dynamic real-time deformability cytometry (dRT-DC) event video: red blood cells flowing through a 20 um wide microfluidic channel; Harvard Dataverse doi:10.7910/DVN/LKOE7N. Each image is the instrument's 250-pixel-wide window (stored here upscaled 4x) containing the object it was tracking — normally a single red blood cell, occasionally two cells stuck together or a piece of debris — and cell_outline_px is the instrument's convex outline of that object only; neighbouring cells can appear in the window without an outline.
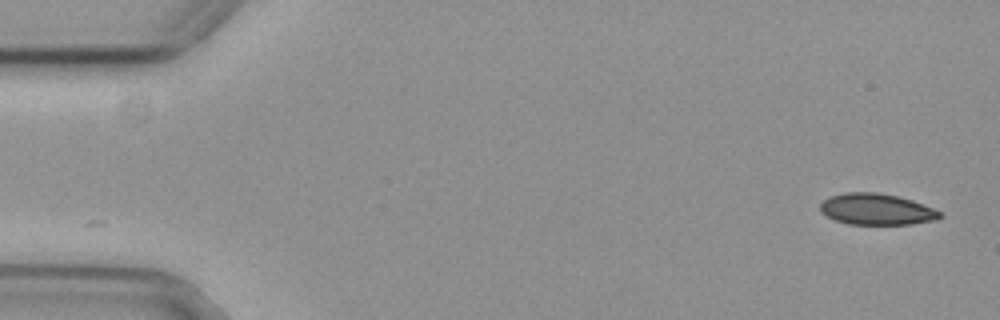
{"species": "common noctule bat (a hibernating species)", "species_latin": "Nyctalus noctula", "temperature_condition": "cold", "stored_images_in_passage": 53, "camera_frame_rate_fps": 3000, "um_per_image_px": 0.085, "animal": {"sex": "female", "body_mass_g": 29.2, "forearm_length_mm": 56.3}, "frame": {"image": 1, "passage_image": 1, "time_ms": 0.0, "image_size_px": [1000, 320], "cell_outline_px": [[944, 216], [936, 220], [912, 224], [848, 224], [836, 220], [820, 212], [820, 204], [828, 196], [844, 192], [880, 192], [912, 200], [932, 208], [940, 212]], "centroid_in_image_um": [74.49, 17.78], "position_along_channel_um": 10.5, "area_um2": 21.85}}
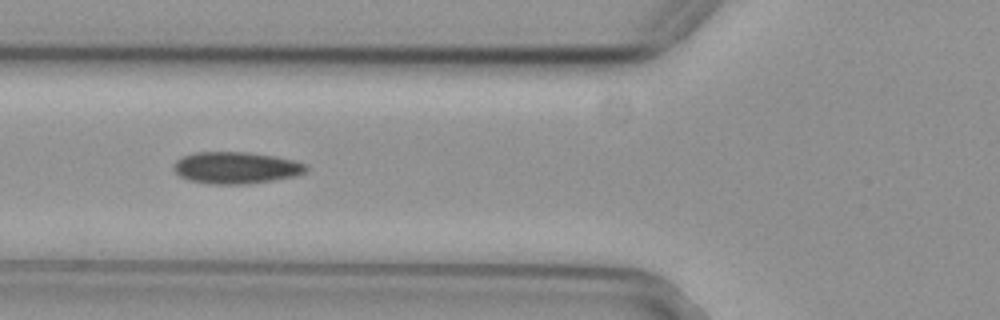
{"frame": {"image": 2, "passage_image": 19, "time_ms": 6.0, "image_size_px": [1000, 320], "cell_outline_px": [[308, 168], [304, 172], [296, 176], [248, 184], [212, 184], [188, 180], [180, 176], [172, 168], [172, 164], [176, 160], [184, 156], [196, 152], [248, 152], [276, 156], [292, 160], [304, 164]], "centroid_in_image_um": [20.03, 14.26], "position_along_channel_um": 105.8, "area_um2": 24.51}}
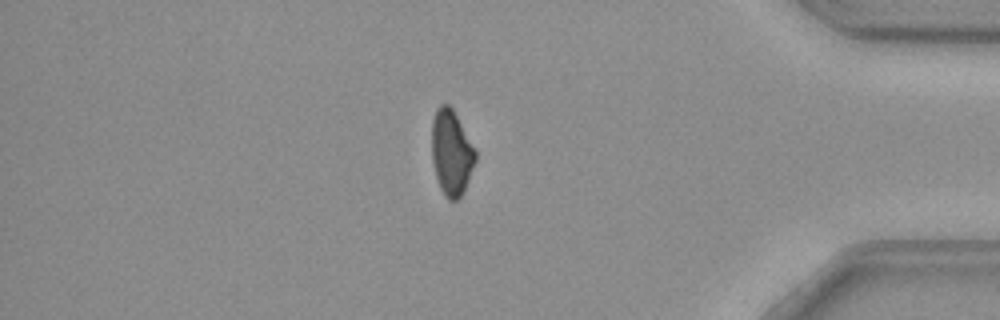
{"frame": {"image": 3, "passage_image": 45, "time_ms": 14.667, "image_size_px": [1000, 320], "cell_outline_px": [[476, 160], [464, 192], [456, 200], [448, 200], [444, 196], [440, 188], [436, 176], [432, 160], [432, 120], [436, 108], [440, 104], [448, 104], [452, 108], [476, 152]], "centroid_in_image_um": [38.35, 12.99], "position_along_channel_um": 396.8, "area_um2": 21.56}, "authors_computed_cell_mechanics": {"area_um2": 23.4668, "velocity_mm_per_s": 3.7759, "shape_relaxation_time_tau1_ms": 5.6086, "shape_relaxation_time_tau2_ms": null, "deformation_change_tau1": 0.1343, "deformation_change_tau2": null}}